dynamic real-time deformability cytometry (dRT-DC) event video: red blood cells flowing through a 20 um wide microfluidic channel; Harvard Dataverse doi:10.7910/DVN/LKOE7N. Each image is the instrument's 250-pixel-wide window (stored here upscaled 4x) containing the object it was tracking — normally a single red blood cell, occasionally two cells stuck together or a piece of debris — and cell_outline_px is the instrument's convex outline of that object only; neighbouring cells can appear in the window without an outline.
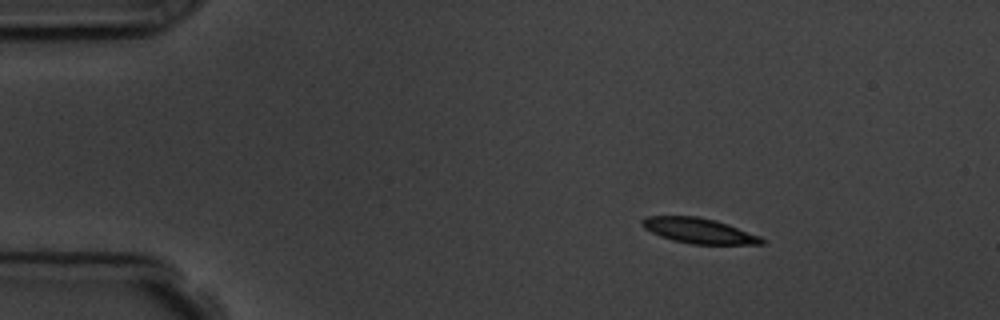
{"species": "common noctule bat (a hibernating species)", "species_latin": "Nyctalus noctula", "temperature_condition": "room temperature", "stored_images_in_passage": 49, "camera_frame_rate_fps": 3000, "um_per_image_px": 0.085, "animal": {"sex": "male", "body_mass_g": 19.5, "forearm_length_mm": 54.6}, "frame": {"image": 1, "passage_image": 1, "time_ms": 0.0, "image_size_px": [1000, 320], "cell_outline_px": [[764, 244], [692, 244], [672, 240], [660, 236], [644, 228], [640, 224], [640, 220], [648, 216], [696, 216], [716, 220], [728, 224], [760, 236], [764, 240]], "centroid_in_image_um": [59.38, 19.6], "position_along_channel_um": 25.6, "area_um2": 17.57}}
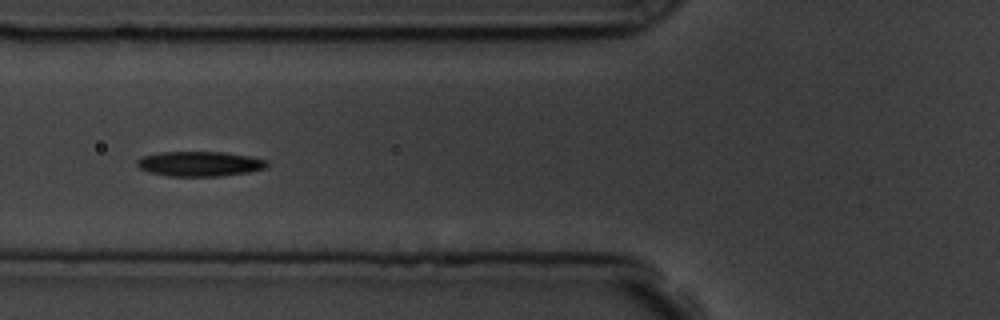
{"frame": {"image": 2, "passage_image": 14, "time_ms": 4.333, "image_size_px": [1000, 320], "cell_outline_px": [[268, 164], [264, 168], [248, 172], [220, 176], [168, 176], [148, 172], [140, 168], [136, 164], [136, 160], [140, 156], [164, 152], [224, 152], [248, 156], [268, 160]], "centroid_in_image_um": [16.94, 13.92], "position_along_channel_um": 108.9, "area_um2": 18.84}}
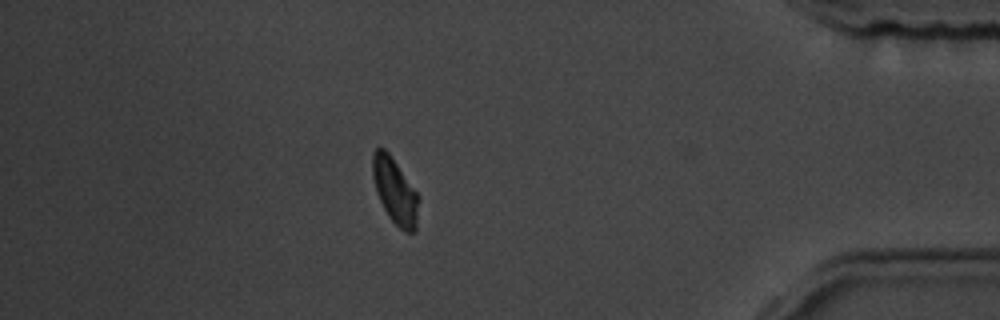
{"frame": {"image": 3, "passage_image": 42, "time_ms": 13.667, "image_size_px": [1000, 320], "cell_outline_px": [[420, 196], [416, 232], [404, 232], [388, 216], [380, 200], [372, 176], [372, 152], [376, 148], [384, 148], [388, 152]], "centroid_in_image_um": [33.59, 16.25], "position_along_channel_um": 401.6, "area_um2": 17.63}, "authors_computed_cell_mechanics": {"area_um2": 18.207, "velocity_mm_per_s": 3.5716, "shape_relaxation_time_tau1_ms": 5.1879, "shape_relaxation_time_tau2_ms": null, "deformation_change_tau1": 0.1301, "deformation_change_tau2": null}}